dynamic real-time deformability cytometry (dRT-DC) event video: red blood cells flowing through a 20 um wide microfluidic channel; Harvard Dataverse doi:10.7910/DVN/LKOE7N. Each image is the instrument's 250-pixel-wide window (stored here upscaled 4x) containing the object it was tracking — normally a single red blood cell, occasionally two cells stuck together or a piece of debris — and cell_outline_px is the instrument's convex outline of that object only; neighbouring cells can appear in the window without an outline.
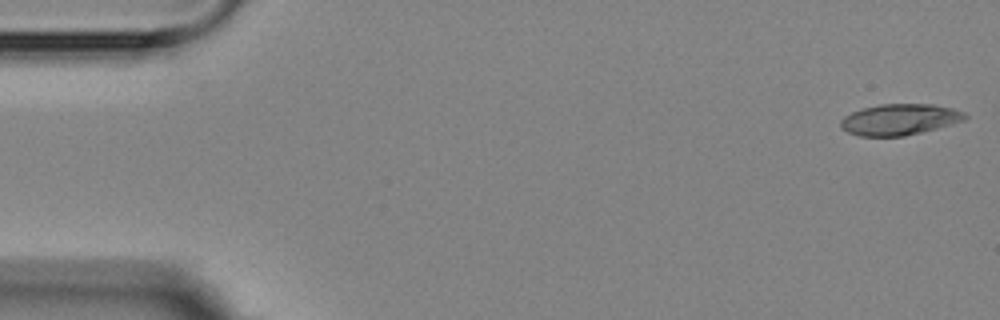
{"species": "Egyptian fruit bat (a non-hibernating species)", "species_latin": "Rousettus aegyptiacus", "temperature_condition": "room temperature", "stored_images_in_passage": 5, "camera_frame_rate_fps": 3000, "um_per_image_px": 0.085, "animal": {"sex": "female"}, "frame": {"image": 1, "passage_image": 1, "time_ms": 0.0, "image_size_px": [1000, 320], "cell_outline_px": [[968, 116], [964, 120], [952, 124], [904, 136], [860, 136], [848, 132], [840, 128], [840, 120], [844, 116], [852, 112], [864, 108], [880, 104], [932, 104], [952, 108], [964, 112]], "centroid_in_image_um": [76.45, 10.15], "position_along_channel_um": 8.6, "area_um2": 22.43}}
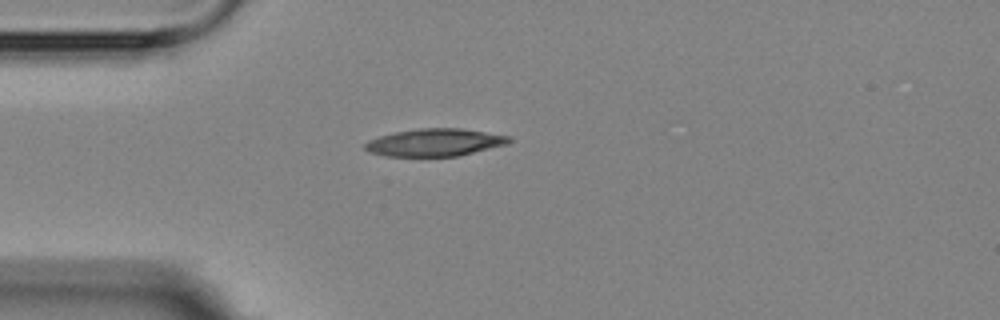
{"frame": {"image": 2, "passage_image": 4, "time_ms": 4.333, "image_size_px": [1000, 320], "cell_outline_px": [[512, 140], [508, 144], [460, 156], [384, 156], [372, 152], [364, 148], [364, 144], [368, 140], [380, 136], [396, 132], [420, 128], [460, 128], [512, 136]], "centroid_in_image_um": [37.01, 12.11], "position_along_channel_um": 48.0, "area_um2": 23.12}}